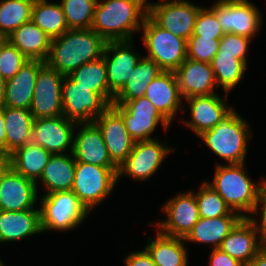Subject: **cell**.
<instances>
[{
  "instance_id": "obj_1",
  "label": "cell",
  "mask_w": 266,
  "mask_h": 266,
  "mask_svg": "<svg viewBox=\"0 0 266 266\" xmlns=\"http://www.w3.org/2000/svg\"><path fill=\"white\" fill-rule=\"evenodd\" d=\"M147 16V0H98L91 29L106 42L132 40Z\"/></svg>"
},
{
  "instance_id": "obj_2",
  "label": "cell",
  "mask_w": 266,
  "mask_h": 266,
  "mask_svg": "<svg viewBox=\"0 0 266 266\" xmlns=\"http://www.w3.org/2000/svg\"><path fill=\"white\" fill-rule=\"evenodd\" d=\"M106 41L92 29H68L51 39L45 61L64 76H69L85 63L102 57Z\"/></svg>"
},
{
  "instance_id": "obj_3",
  "label": "cell",
  "mask_w": 266,
  "mask_h": 266,
  "mask_svg": "<svg viewBox=\"0 0 266 266\" xmlns=\"http://www.w3.org/2000/svg\"><path fill=\"white\" fill-rule=\"evenodd\" d=\"M244 164H217L213 181L206 183L218 193L232 211L238 212L242 217H249L246 213H253L266 186V178L261 177L260 184L254 183L247 176Z\"/></svg>"
},
{
  "instance_id": "obj_4",
  "label": "cell",
  "mask_w": 266,
  "mask_h": 266,
  "mask_svg": "<svg viewBox=\"0 0 266 266\" xmlns=\"http://www.w3.org/2000/svg\"><path fill=\"white\" fill-rule=\"evenodd\" d=\"M249 127L247 121L232 108L215 127L198 137L228 165L242 164L247 154L248 139L252 136Z\"/></svg>"
},
{
  "instance_id": "obj_5",
  "label": "cell",
  "mask_w": 266,
  "mask_h": 266,
  "mask_svg": "<svg viewBox=\"0 0 266 266\" xmlns=\"http://www.w3.org/2000/svg\"><path fill=\"white\" fill-rule=\"evenodd\" d=\"M40 199L42 232L72 230L78 227L90 213L71 190L45 194Z\"/></svg>"
},
{
  "instance_id": "obj_6",
  "label": "cell",
  "mask_w": 266,
  "mask_h": 266,
  "mask_svg": "<svg viewBox=\"0 0 266 266\" xmlns=\"http://www.w3.org/2000/svg\"><path fill=\"white\" fill-rule=\"evenodd\" d=\"M143 43L148 54L145 56L163 71H174L187 59V40L175 36L158 26L149 16L144 20Z\"/></svg>"
},
{
  "instance_id": "obj_7",
  "label": "cell",
  "mask_w": 266,
  "mask_h": 266,
  "mask_svg": "<svg viewBox=\"0 0 266 266\" xmlns=\"http://www.w3.org/2000/svg\"><path fill=\"white\" fill-rule=\"evenodd\" d=\"M118 169L76 162L71 191L91 212L95 206L110 195L118 182Z\"/></svg>"
},
{
  "instance_id": "obj_8",
  "label": "cell",
  "mask_w": 266,
  "mask_h": 266,
  "mask_svg": "<svg viewBox=\"0 0 266 266\" xmlns=\"http://www.w3.org/2000/svg\"><path fill=\"white\" fill-rule=\"evenodd\" d=\"M111 107L122 117L135 142L155 139L150 136L159 122L165 130L171 124L144 96L134 100H113Z\"/></svg>"
},
{
  "instance_id": "obj_9",
  "label": "cell",
  "mask_w": 266,
  "mask_h": 266,
  "mask_svg": "<svg viewBox=\"0 0 266 266\" xmlns=\"http://www.w3.org/2000/svg\"><path fill=\"white\" fill-rule=\"evenodd\" d=\"M63 116L76 123H92L111 104L90 88L78 86L69 76L62 81Z\"/></svg>"
},
{
  "instance_id": "obj_10",
  "label": "cell",
  "mask_w": 266,
  "mask_h": 266,
  "mask_svg": "<svg viewBox=\"0 0 266 266\" xmlns=\"http://www.w3.org/2000/svg\"><path fill=\"white\" fill-rule=\"evenodd\" d=\"M223 33H233L252 39L260 31L262 17L249 0H217L210 8Z\"/></svg>"
},
{
  "instance_id": "obj_11",
  "label": "cell",
  "mask_w": 266,
  "mask_h": 266,
  "mask_svg": "<svg viewBox=\"0 0 266 266\" xmlns=\"http://www.w3.org/2000/svg\"><path fill=\"white\" fill-rule=\"evenodd\" d=\"M201 8L190 1L161 0L158 3H148V16L162 29L188 40L193 35Z\"/></svg>"
},
{
  "instance_id": "obj_12",
  "label": "cell",
  "mask_w": 266,
  "mask_h": 266,
  "mask_svg": "<svg viewBox=\"0 0 266 266\" xmlns=\"http://www.w3.org/2000/svg\"><path fill=\"white\" fill-rule=\"evenodd\" d=\"M36 182L15 172L6 159H0V210L17 212L35 209Z\"/></svg>"
},
{
  "instance_id": "obj_13",
  "label": "cell",
  "mask_w": 266,
  "mask_h": 266,
  "mask_svg": "<svg viewBox=\"0 0 266 266\" xmlns=\"http://www.w3.org/2000/svg\"><path fill=\"white\" fill-rule=\"evenodd\" d=\"M64 77L46 62L40 67L29 109L34 119L63 115L62 81Z\"/></svg>"
},
{
  "instance_id": "obj_14",
  "label": "cell",
  "mask_w": 266,
  "mask_h": 266,
  "mask_svg": "<svg viewBox=\"0 0 266 266\" xmlns=\"http://www.w3.org/2000/svg\"><path fill=\"white\" fill-rule=\"evenodd\" d=\"M174 150L175 148L166 147L157 139L135 142L131 153L118 169V180L124 173L134 180H147L159 170L164 159Z\"/></svg>"
},
{
  "instance_id": "obj_15",
  "label": "cell",
  "mask_w": 266,
  "mask_h": 266,
  "mask_svg": "<svg viewBox=\"0 0 266 266\" xmlns=\"http://www.w3.org/2000/svg\"><path fill=\"white\" fill-rule=\"evenodd\" d=\"M76 125V122L63 115L34 119L30 143L52 154H65L67 149L73 153Z\"/></svg>"
},
{
  "instance_id": "obj_16",
  "label": "cell",
  "mask_w": 266,
  "mask_h": 266,
  "mask_svg": "<svg viewBox=\"0 0 266 266\" xmlns=\"http://www.w3.org/2000/svg\"><path fill=\"white\" fill-rule=\"evenodd\" d=\"M162 209L167 218L155 225L159 232L172 237L185 238L200 218L195 193L191 191L176 194Z\"/></svg>"
},
{
  "instance_id": "obj_17",
  "label": "cell",
  "mask_w": 266,
  "mask_h": 266,
  "mask_svg": "<svg viewBox=\"0 0 266 266\" xmlns=\"http://www.w3.org/2000/svg\"><path fill=\"white\" fill-rule=\"evenodd\" d=\"M131 42L132 40L107 41L104 48L108 87L114 96L127 83L142 57L134 52Z\"/></svg>"
},
{
  "instance_id": "obj_18",
  "label": "cell",
  "mask_w": 266,
  "mask_h": 266,
  "mask_svg": "<svg viewBox=\"0 0 266 266\" xmlns=\"http://www.w3.org/2000/svg\"><path fill=\"white\" fill-rule=\"evenodd\" d=\"M76 128L78 132L74 135L73 148L76 162L107 168H119L111 160L102 132L94 122L77 123Z\"/></svg>"
},
{
  "instance_id": "obj_19",
  "label": "cell",
  "mask_w": 266,
  "mask_h": 266,
  "mask_svg": "<svg viewBox=\"0 0 266 266\" xmlns=\"http://www.w3.org/2000/svg\"><path fill=\"white\" fill-rule=\"evenodd\" d=\"M94 123L102 132L111 160L120 167L135 143L128 134L122 117L110 106Z\"/></svg>"
},
{
  "instance_id": "obj_20",
  "label": "cell",
  "mask_w": 266,
  "mask_h": 266,
  "mask_svg": "<svg viewBox=\"0 0 266 266\" xmlns=\"http://www.w3.org/2000/svg\"><path fill=\"white\" fill-rule=\"evenodd\" d=\"M227 96L223 98L218 94L208 96H194L185 99L190 108V121H182L187 127L193 130L198 137L204 131L215 127L219 121L233 108L227 106Z\"/></svg>"
},
{
  "instance_id": "obj_21",
  "label": "cell",
  "mask_w": 266,
  "mask_h": 266,
  "mask_svg": "<svg viewBox=\"0 0 266 266\" xmlns=\"http://www.w3.org/2000/svg\"><path fill=\"white\" fill-rule=\"evenodd\" d=\"M249 217H243L222 241L219 249L245 266L265 246Z\"/></svg>"
},
{
  "instance_id": "obj_22",
  "label": "cell",
  "mask_w": 266,
  "mask_h": 266,
  "mask_svg": "<svg viewBox=\"0 0 266 266\" xmlns=\"http://www.w3.org/2000/svg\"><path fill=\"white\" fill-rule=\"evenodd\" d=\"M175 74L183 99L215 94L217 83L211 64L187 58L175 70Z\"/></svg>"
},
{
  "instance_id": "obj_23",
  "label": "cell",
  "mask_w": 266,
  "mask_h": 266,
  "mask_svg": "<svg viewBox=\"0 0 266 266\" xmlns=\"http://www.w3.org/2000/svg\"><path fill=\"white\" fill-rule=\"evenodd\" d=\"M171 123L177 111L182 109V95L174 71H163L147 86L144 95Z\"/></svg>"
},
{
  "instance_id": "obj_24",
  "label": "cell",
  "mask_w": 266,
  "mask_h": 266,
  "mask_svg": "<svg viewBox=\"0 0 266 266\" xmlns=\"http://www.w3.org/2000/svg\"><path fill=\"white\" fill-rule=\"evenodd\" d=\"M44 63L42 60H29L14 77L6 80L4 107L30 109L36 78Z\"/></svg>"
},
{
  "instance_id": "obj_25",
  "label": "cell",
  "mask_w": 266,
  "mask_h": 266,
  "mask_svg": "<svg viewBox=\"0 0 266 266\" xmlns=\"http://www.w3.org/2000/svg\"><path fill=\"white\" fill-rule=\"evenodd\" d=\"M42 233L39 209L17 212L0 210V243L16 242Z\"/></svg>"
},
{
  "instance_id": "obj_26",
  "label": "cell",
  "mask_w": 266,
  "mask_h": 266,
  "mask_svg": "<svg viewBox=\"0 0 266 266\" xmlns=\"http://www.w3.org/2000/svg\"><path fill=\"white\" fill-rule=\"evenodd\" d=\"M243 217L235 211L227 216L217 218H202L193 226L184 238L185 241L211 244L213 249H218L222 241Z\"/></svg>"
},
{
  "instance_id": "obj_27",
  "label": "cell",
  "mask_w": 266,
  "mask_h": 266,
  "mask_svg": "<svg viewBox=\"0 0 266 266\" xmlns=\"http://www.w3.org/2000/svg\"><path fill=\"white\" fill-rule=\"evenodd\" d=\"M6 40L29 60L46 61L48 58L51 39L32 21L22 24Z\"/></svg>"
},
{
  "instance_id": "obj_28",
  "label": "cell",
  "mask_w": 266,
  "mask_h": 266,
  "mask_svg": "<svg viewBox=\"0 0 266 266\" xmlns=\"http://www.w3.org/2000/svg\"><path fill=\"white\" fill-rule=\"evenodd\" d=\"M155 239L149 238L144 248L156 266H187L188 251L184 238L172 237L157 231Z\"/></svg>"
},
{
  "instance_id": "obj_29",
  "label": "cell",
  "mask_w": 266,
  "mask_h": 266,
  "mask_svg": "<svg viewBox=\"0 0 266 266\" xmlns=\"http://www.w3.org/2000/svg\"><path fill=\"white\" fill-rule=\"evenodd\" d=\"M52 153L43 147L28 143L6 158L7 164L17 173L36 182L41 177Z\"/></svg>"
},
{
  "instance_id": "obj_30",
  "label": "cell",
  "mask_w": 266,
  "mask_h": 266,
  "mask_svg": "<svg viewBox=\"0 0 266 266\" xmlns=\"http://www.w3.org/2000/svg\"><path fill=\"white\" fill-rule=\"evenodd\" d=\"M6 134V158L31 140L33 114L30 110L3 107Z\"/></svg>"
},
{
  "instance_id": "obj_31",
  "label": "cell",
  "mask_w": 266,
  "mask_h": 266,
  "mask_svg": "<svg viewBox=\"0 0 266 266\" xmlns=\"http://www.w3.org/2000/svg\"><path fill=\"white\" fill-rule=\"evenodd\" d=\"M76 160L73 153L52 154L43 170L41 180L47 193L71 190L75 176Z\"/></svg>"
},
{
  "instance_id": "obj_32",
  "label": "cell",
  "mask_w": 266,
  "mask_h": 266,
  "mask_svg": "<svg viewBox=\"0 0 266 266\" xmlns=\"http://www.w3.org/2000/svg\"><path fill=\"white\" fill-rule=\"evenodd\" d=\"M163 70L153 60L142 56L127 83L114 96L113 100H134L143 97L147 86Z\"/></svg>"
},
{
  "instance_id": "obj_33",
  "label": "cell",
  "mask_w": 266,
  "mask_h": 266,
  "mask_svg": "<svg viewBox=\"0 0 266 266\" xmlns=\"http://www.w3.org/2000/svg\"><path fill=\"white\" fill-rule=\"evenodd\" d=\"M69 77L78 86L90 88V91L101 94L112 105L114 95L108 87L107 68L103 55L75 69Z\"/></svg>"
},
{
  "instance_id": "obj_34",
  "label": "cell",
  "mask_w": 266,
  "mask_h": 266,
  "mask_svg": "<svg viewBox=\"0 0 266 266\" xmlns=\"http://www.w3.org/2000/svg\"><path fill=\"white\" fill-rule=\"evenodd\" d=\"M31 21L36 24L50 39L64 34L69 28L60 3H49L47 0L34 2Z\"/></svg>"
},
{
  "instance_id": "obj_35",
  "label": "cell",
  "mask_w": 266,
  "mask_h": 266,
  "mask_svg": "<svg viewBox=\"0 0 266 266\" xmlns=\"http://www.w3.org/2000/svg\"><path fill=\"white\" fill-rule=\"evenodd\" d=\"M210 64L217 88L222 87L225 93H229L236 87L247 69L245 62L228 54H216Z\"/></svg>"
},
{
  "instance_id": "obj_36",
  "label": "cell",
  "mask_w": 266,
  "mask_h": 266,
  "mask_svg": "<svg viewBox=\"0 0 266 266\" xmlns=\"http://www.w3.org/2000/svg\"><path fill=\"white\" fill-rule=\"evenodd\" d=\"M33 5L31 0H0V36L7 38L22 24L31 21Z\"/></svg>"
},
{
  "instance_id": "obj_37",
  "label": "cell",
  "mask_w": 266,
  "mask_h": 266,
  "mask_svg": "<svg viewBox=\"0 0 266 266\" xmlns=\"http://www.w3.org/2000/svg\"><path fill=\"white\" fill-rule=\"evenodd\" d=\"M98 0H62L61 7L69 29H91Z\"/></svg>"
},
{
  "instance_id": "obj_38",
  "label": "cell",
  "mask_w": 266,
  "mask_h": 266,
  "mask_svg": "<svg viewBox=\"0 0 266 266\" xmlns=\"http://www.w3.org/2000/svg\"><path fill=\"white\" fill-rule=\"evenodd\" d=\"M199 215L202 218H217L229 215L232 210L218 193L206 181L202 183L195 194Z\"/></svg>"
},
{
  "instance_id": "obj_39",
  "label": "cell",
  "mask_w": 266,
  "mask_h": 266,
  "mask_svg": "<svg viewBox=\"0 0 266 266\" xmlns=\"http://www.w3.org/2000/svg\"><path fill=\"white\" fill-rule=\"evenodd\" d=\"M220 40L192 35L187 40V58L193 61L211 63L219 50Z\"/></svg>"
},
{
  "instance_id": "obj_40",
  "label": "cell",
  "mask_w": 266,
  "mask_h": 266,
  "mask_svg": "<svg viewBox=\"0 0 266 266\" xmlns=\"http://www.w3.org/2000/svg\"><path fill=\"white\" fill-rule=\"evenodd\" d=\"M29 59L10 42L5 40L0 46V74L7 80L14 77Z\"/></svg>"
},
{
  "instance_id": "obj_41",
  "label": "cell",
  "mask_w": 266,
  "mask_h": 266,
  "mask_svg": "<svg viewBox=\"0 0 266 266\" xmlns=\"http://www.w3.org/2000/svg\"><path fill=\"white\" fill-rule=\"evenodd\" d=\"M194 35L220 40L224 33L217 19V16L210 8L202 7L197 15Z\"/></svg>"
},
{
  "instance_id": "obj_42",
  "label": "cell",
  "mask_w": 266,
  "mask_h": 266,
  "mask_svg": "<svg viewBox=\"0 0 266 266\" xmlns=\"http://www.w3.org/2000/svg\"><path fill=\"white\" fill-rule=\"evenodd\" d=\"M251 39L233 33H225L220 39L219 50L216 54L234 55L247 64V52Z\"/></svg>"
},
{
  "instance_id": "obj_43",
  "label": "cell",
  "mask_w": 266,
  "mask_h": 266,
  "mask_svg": "<svg viewBox=\"0 0 266 266\" xmlns=\"http://www.w3.org/2000/svg\"><path fill=\"white\" fill-rule=\"evenodd\" d=\"M259 210L262 212L260 214L261 215V217H260L261 222L260 221L258 222L255 219V217L249 216V218L254 223L256 230L259 233V237H260L261 241L263 242L264 245H266V186L264 187V189H263V191L259 197V201L256 204L255 209H254L252 214H255V213L257 214Z\"/></svg>"
},
{
  "instance_id": "obj_44",
  "label": "cell",
  "mask_w": 266,
  "mask_h": 266,
  "mask_svg": "<svg viewBox=\"0 0 266 266\" xmlns=\"http://www.w3.org/2000/svg\"><path fill=\"white\" fill-rule=\"evenodd\" d=\"M209 259L210 266H245L239 260L232 258L227 253L222 252L219 248L212 249Z\"/></svg>"
},
{
  "instance_id": "obj_45",
  "label": "cell",
  "mask_w": 266,
  "mask_h": 266,
  "mask_svg": "<svg viewBox=\"0 0 266 266\" xmlns=\"http://www.w3.org/2000/svg\"><path fill=\"white\" fill-rule=\"evenodd\" d=\"M124 262L126 266H156L145 249L138 252H131Z\"/></svg>"
},
{
  "instance_id": "obj_46",
  "label": "cell",
  "mask_w": 266,
  "mask_h": 266,
  "mask_svg": "<svg viewBox=\"0 0 266 266\" xmlns=\"http://www.w3.org/2000/svg\"><path fill=\"white\" fill-rule=\"evenodd\" d=\"M0 159H6V134L3 108H0Z\"/></svg>"
},
{
  "instance_id": "obj_47",
  "label": "cell",
  "mask_w": 266,
  "mask_h": 266,
  "mask_svg": "<svg viewBox=\"0 0 266 266\" xmlns=\"http://www.w3.org/2000/svg\"><path fill=\"white\" fill-rule=\"evenodd\" d=\"M246 266H266V245Z\"/></svg>"
},
{
  "instance_id": "obj_48",
  "label": "cell",
  "mask_w": 266,
  "mask_h": 266,
  "mask_svg": "<svg viewBox=\"0 0 266 266\" xmlns=\"http://www.w3.org/2000/svg\"><path fill=\"white\" fill-rule=\"evenodd\" d=\"M6 80L0 74V108L5 104Z\"/></svg>"
},
{
  "instance_id": "obj_49",
  "label": "cell",
  "mask_w": 266,
  "mask_h": 266,
  "mask_svg": "<svg viewBox=\"0 0 266 266\" xmlns=\"http://www.w3.org/2000/svg\"><path fill=\"white\" fill-rule=\"evenodd\" d=\"M5 40H6V38L0 36V46H1V44H2Z\"/></svg>"
},
{
  "instance_id": "obj_50",
  "label": "cell",
  "mask_w": 266,
  "mask_h": 266,
  "mask_svg": "<svg viewBox=\"0 0 266 266\" xmlns=\"http://www.w3.org/2000/svg\"><path fill=\"white\" fill-rule=\"evenodd\" d=\"M0 266H5L1 260H0Z\"/></svg>"
}]
</instances>
